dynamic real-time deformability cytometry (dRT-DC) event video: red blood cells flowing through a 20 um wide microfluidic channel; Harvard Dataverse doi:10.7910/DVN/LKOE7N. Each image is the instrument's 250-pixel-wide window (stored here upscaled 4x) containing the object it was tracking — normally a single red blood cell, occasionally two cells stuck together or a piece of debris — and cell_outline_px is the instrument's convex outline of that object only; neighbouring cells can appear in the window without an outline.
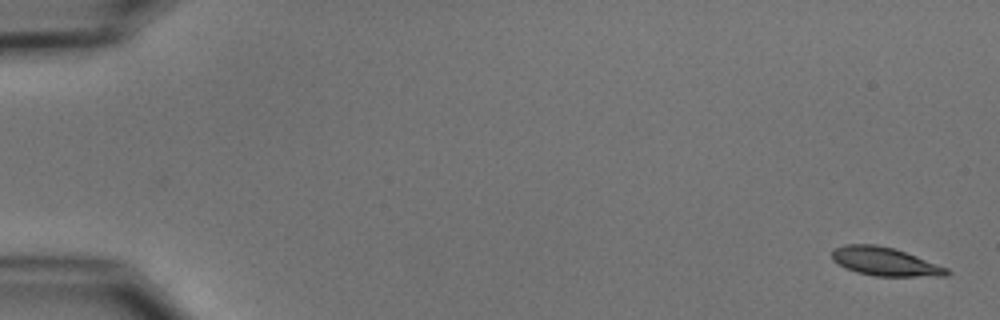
{"species": "common noctule bat (a hibernating species)", "species_latin": "Nyctalus noctula", "temperature_condition": "cold", "stored_images_in_passage": 6, "camera_frame_rate_fps": 3000, "um_per_image_px": 0.085, "animal": {"sex": "male", "body_mass_g": 15.6}, "frame": {"image": 1, "passage_image": 1, "time_ms": 0.0, "image_size_px": [1000, 320], "cell_outline_px": [[952, 272], [948, 276], [876, 276], [856, 272], [844, 268], [832, 260], [832, 252], [836, 248], [844, 244], [876, 244], [892, 248], [916, 256], [948, 268]], "centroid_in_image_um": [75.22, 22.24], "position_along_channel_um": 9.8, "area_um2": 19.02}}
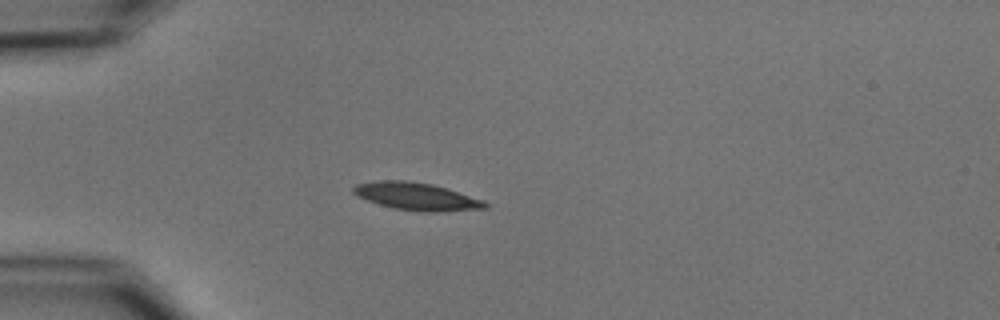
{"frame": {"image": 2, "passage_image": 5, "time_ms": 4.667, "image_size_px": [1000, 320], "cell_outline_px": [[488, 208], [436, 212], [424, 212], [396, 208], [380, 204], [368, 200], [352, 192], [352, 188], [356, 184], [380, 180], [404, 180], [432, 184], [484, 200], [488, 204]], "centroid_in_image_um": [35.43, 16.69], "position_along_channel_um": 49.6, "area_um2": 20.81}}